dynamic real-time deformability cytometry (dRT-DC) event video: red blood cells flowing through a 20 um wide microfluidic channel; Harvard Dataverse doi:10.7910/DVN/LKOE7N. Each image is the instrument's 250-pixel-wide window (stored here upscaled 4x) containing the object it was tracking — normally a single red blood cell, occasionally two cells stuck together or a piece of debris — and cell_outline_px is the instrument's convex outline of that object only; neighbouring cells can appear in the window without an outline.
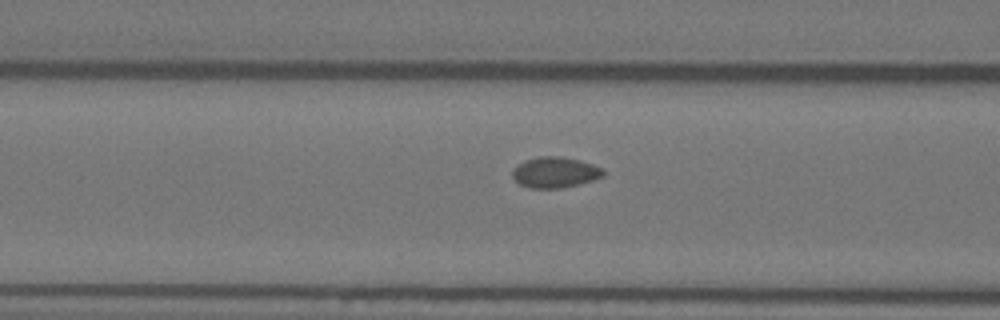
{"species": "Egyptian fruit bat (a non-hibernating species)", "species_latin": "Rousettus aegyptiacus", "temperature_condition": "warm", "stored_images_in_passage": 28, "camera_frame_rate_fps": 3000, "um_per_image_px": 0.085, "animal": {"sex": "female"}, "frame": {"image": 1, "passage_image": 5, "time_ms": 1.333, "image_size_px": [1000, 320], "cell_outline_px": [[604, 176], [592, 180], [560, 188], [528, 188], [520, 184], [512, 176], [512, 168], [524, 160], [540, 156], [560, 156], [580, 160], [592, 164], [600, 168], [604, 172]], "centroid_in_image_um": [47.13, 14.64], "position_along_channel_um": 119.5, "area_um2": 16.18}}
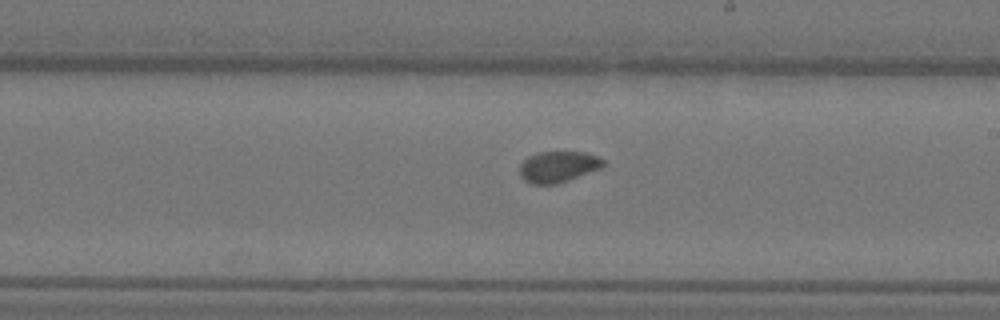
{"frame": {"image": 2, "passage_image": 15, "time_ms": 4.667, "image_size_px": [1000, 320], "cell_outline_px": [[608, 164], [604, 168], [556, 184], [532, 184], [524, 180], [520, 176], [520, 164], [528, 156], [536, 152], [588, 152], [604, 160]], "centroid_in_image_um": [47.49, 14.17], "position_along_channel_um": 241.5, "area_um2": 15.43}}
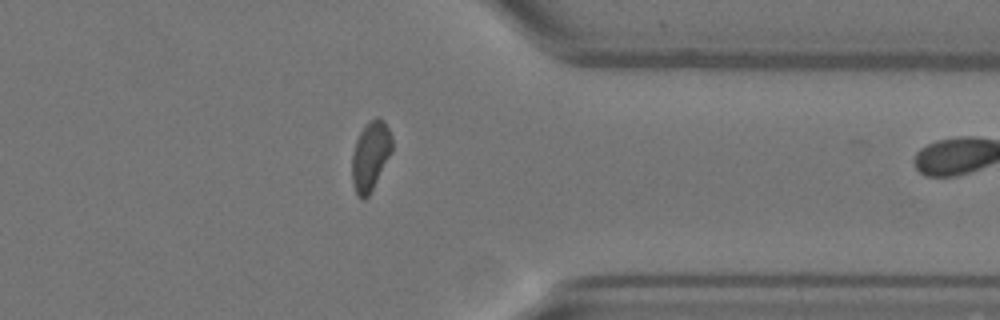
{"frame": {"image": 3, "passage_image": 27, "time_ms": 8.667, "image_size_px": [1000, 320], "cell_outline_px": [[392, 152], [368, 196], [364, 200], [356, 192], [352, 184], [352, 156], [356, 140], [360, 132], [376, 116], [384, 120], [392, 136]], "centroid_in_image_um": [31.5, 13.24], "position_along_channel_um": 379.9, "area_um2": 15.9}}